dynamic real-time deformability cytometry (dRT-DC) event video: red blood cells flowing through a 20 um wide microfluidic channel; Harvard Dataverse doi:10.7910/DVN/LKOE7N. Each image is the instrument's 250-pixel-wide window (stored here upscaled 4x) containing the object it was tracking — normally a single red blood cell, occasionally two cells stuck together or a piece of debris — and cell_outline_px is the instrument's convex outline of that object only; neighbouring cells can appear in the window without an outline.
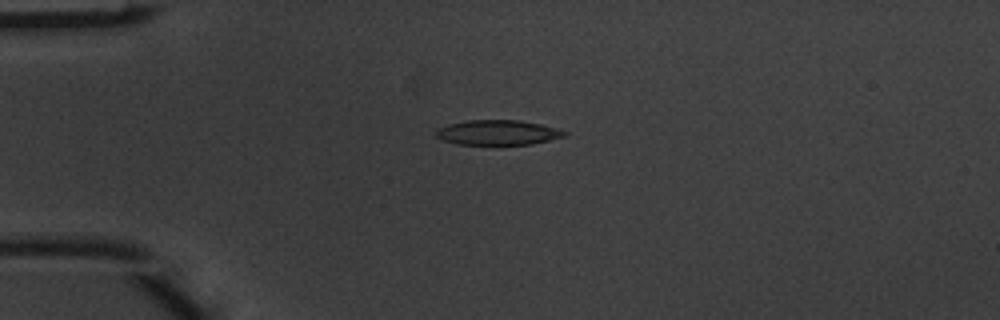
{"species": "common noctule bat (a hibernating species)", "species_latin": "Nyctalus noctula", "temperature_condition": "warm", "stored_images_in_passage": 4, "camera_frame_rate_fps": 3000, "um_per_image_px": 0.085, "animal": {"sex": "male", "body_mass_g": 20.1, "forearm_length_mm": 53.5}, "frame": {"image": 1, "passage_image": 2, "time_ms": 0.333, "image_size_px": [1000, 320], "cell_outline_px": [[568, 132], [564, 136], [532, 144], [456, 144], [444, 140], [436, 136], [436, 128], [448, 124], [468, 120], [520, 120], [540, 124], [556, 128]], "centroid_in_image_um": [42.29, 11.25], "position_along_channel_um": 42.7, "area_um2": 18.5}}